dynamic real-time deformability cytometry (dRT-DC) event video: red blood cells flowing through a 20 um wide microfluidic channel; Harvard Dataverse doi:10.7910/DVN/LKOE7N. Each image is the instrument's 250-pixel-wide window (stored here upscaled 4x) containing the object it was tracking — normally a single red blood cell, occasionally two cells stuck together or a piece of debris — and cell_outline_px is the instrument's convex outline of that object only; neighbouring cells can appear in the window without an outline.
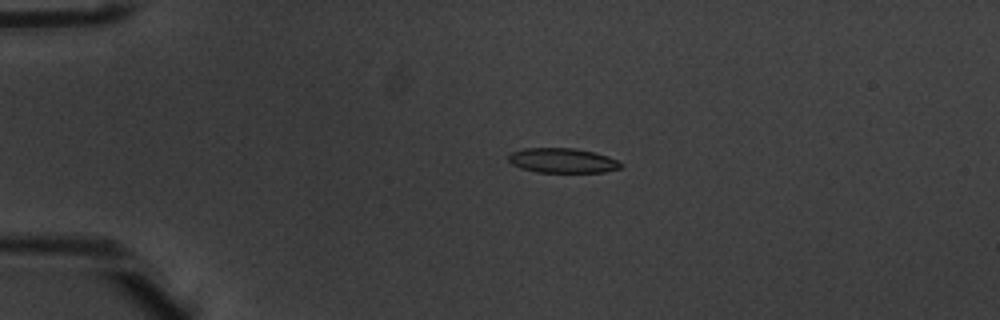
{"species": "common noctule bat (a hibernating species)", "species_latin": "Nyctalus noctula", "temperature_condition": "warm", "stored_images_in_passage": 4, "camera_frame_rate_fps": 3000, "um_per_image_px": 0.085, "animal": {"sex": "male", "body_mass_g": 20.1, "forearm_length_mm": 53.5}, "frame": {"image": 1, "passage_image": 3, "time_ms": 0.667, "image_size_px": [1000, 320], "cell_outline_px": [[624, 164], [620, 168], [604, 172], [536, 172], [520, 168], [512, 164], [508, 160], [508, 156], [512, 152], [524, 148], [576, 148], [596, 152], [608, 156]], "centroid_in_image_um": [47.82, 13.64], "position_along_channel_um": 37.2, "area_um2": 16.3}}